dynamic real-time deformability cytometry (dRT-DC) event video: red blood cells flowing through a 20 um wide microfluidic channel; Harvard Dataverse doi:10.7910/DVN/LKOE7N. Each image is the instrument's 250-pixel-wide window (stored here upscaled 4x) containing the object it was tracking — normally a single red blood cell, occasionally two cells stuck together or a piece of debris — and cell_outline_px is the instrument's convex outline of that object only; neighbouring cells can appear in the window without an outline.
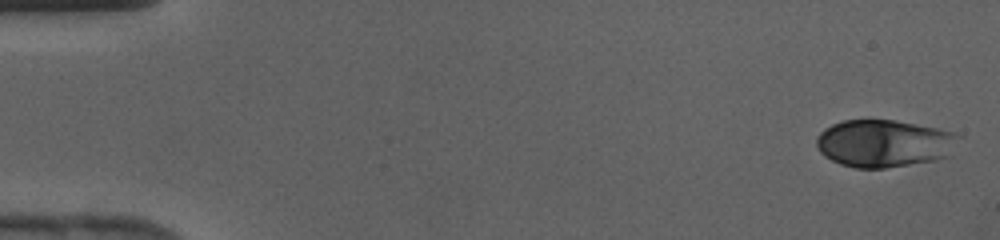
{"species": "human", "species_latin": "Homo sapiens", "temperature_condition": "cold", "stored_images_in_passage": 41, "camera_frame_rate_fps": 3000, "um_per_image_px": 0.085, "donor": {"sex": "female"}, "frame": {"image": 1, "passage_image": 1, "time_ms": 0.0, "image_size_px": [1000, 240], "cell_outline_px": [[960, 136], [944, 156], [936, 160], [884, 168], [856, 168], [840, 164], [824, 156], [820, 152], [816, 144], [816, 136], [824, 128], [832, 124], [844, 120], [892, 120], [936, 128], [952, 132]], "centroid_in_image_um": [75.05, 12.18], "position_along_channel_um": 10.0, "area_um2": 38.73}}
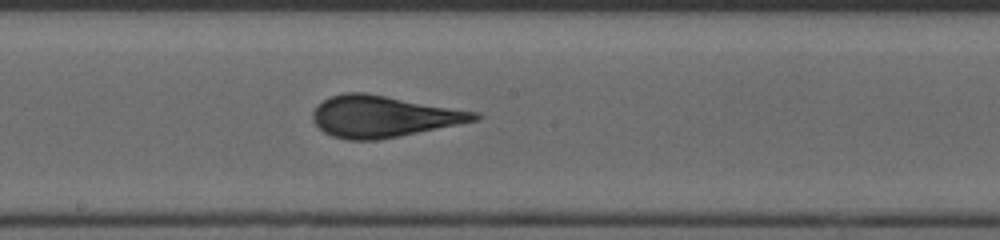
{"frame": {"image": 2, "passage_image": 23, "time_ms": 7.333, "image_size_px": [1000, 240], "cell_outline_px": [[484, 116], [480, 120], [400, 136], [376, 140], [348, 140], [332, 136], [324, 132], [312, 120], [312, 112], [316, 104], [328, 96], [344, 92], [364, 92], [480, 112]], "centroid_in_image_um": [32.59, 9.89], "position_along_channel_um": 215.6, "area_um2": 39.54}}
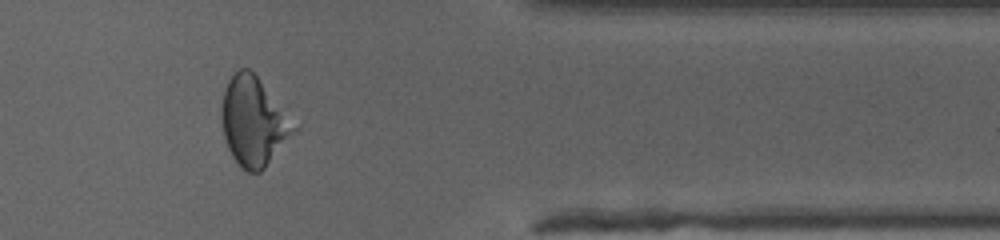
{"frame": {"image": 3, "passage_image": 35, "time_ms": 11.333, "image_size_px": [1000, 240], "cell_outline_px": [[300, 124], [264, 168], [260, 172], [248, 172], [240, 168], [232, 156], [228, 148], [224, 136], [220, 112], [220, 108], [224, 92], [228, 80], [240, 68], [248, 68], [256, 76]], "centroid_in_image_um": [21.56, 10.32], "position_along_channel_um": 389.8, "area_um2": 37.4}}